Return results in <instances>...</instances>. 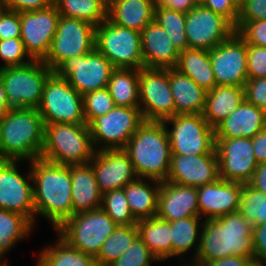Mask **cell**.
I'll return each instance as SVG.
<instances>
[{"label": "cell", "instance_id": "cell-1", "mask_svg": "<svg viewBox=\"0 0 266 266\" xmlns=\"http://www.w3.org/2000/svg\"><path fill=\"white\" fill-rule=\"evenodd\" d=\"M28 163L36 217H45L56 230L73 216L71 165H59L42 158Z\"/></svg>", "mask_w": 266, "mask_h": 266}, {"label": "cell", "instance_id": "cell-2", "mask_svg": "<svg viewBox=\"0 0 266 266\" xmlns=\"http://www.w3.org/2000/svg\"><path fill=\"white\" fill-rule=\"evenodd\" d=\"M253 225L239 212L204 220L199 250L194 263L229 256L254 257Z\"/></svg>", "mask_w": 266, "mask_h": 266}, {"label": "cell", "instance_id": "cell-3", "mask_svg": "<svg viewBox=\"0 0 266 266\" xmlns=\"http://www.w3.org/2000/svg\"><path fill=\"white\" fill-rule=\"evenodd\" d=\"M45 125L37 108H12L0 118V160L40 158Z\"/></svg>", "mask_w": 266, "mask_h": 266}, {"label": "cell", "instance_id": "cell-4", "mask_svg": "<svg viewBox=\"0 0 266 266\" xmlns=\"http://www.w3.org/2000/svg\"><path fill=\"white\" fill-rule=\"evenodd\" d=\"M123 150L138 178L166 181L171 164V146L163 122L145 121Z\"/></svg>", "mask_w": 266, "mask_h": 266}, {"label": "cell", "instance_id": "cell-5", "mask_svg": "<svg viewBox=\"0 0 266 266\" xmlns=\"http://www.w3.org/2000/svg\"><path fill=\"white\" fill-rule=\"evenodd\" d=\"M95 152L89 125H45L44 146L40 158L59 165H77L90 163Z\"/></svg>", "mask_w": 266, "mask_h": 266}, {"label": "cell", "instance_id": "cell-6", "mask_svg": "<svg viewBox=\"0 0 266 266\" xmlns=\"http://www.w3.org/2000/svg\"><path fill=\"white\" fill-rule=\"evenodd\" d=\"M117 226L102 208H98L73 215L56 229V235L75 249L96 259L104 241Z\"/></svg>", "mask_w": 266, "mask_h": 266}, {"label": "cell", "instance_id": "cell-7", "mask_svg": "<svg viewBox=\"0 0 266 266\" xmlns=\"http://www.w3.org/2000/svg\"><path fill=\"white\" fill-rule=\"evenodd\" d=\"M95 49L115 68H145L141 32L116 25L108 18L95 28Z\"/></svg>", "mask_w": 266, "mask_h": 266}, {"label": "cell", "instance_id": "cell-8", "mask_svg": "<svg viewBox=\"0 0 266 266\" xmlns=\"http://www.w3.org/2000/svg\"><path fill=\"white\" fill-rule=\"evenodd\" d=\"M53 71L42 61L0 68V77L12 108H38L45 81Z\"/></svg>", "mask_w": 266, "mask_h": 266}, {"label": "cell", "instance_id": "cell-9", "mask_svg": "<svg viewBox=\"0 0 266 266\" xmlns=\"http://www.w3.org/2000/svg\"><path fill=\"white\" fill-rule=\"evenodd\" d=\"M163 123L172 155H217L215 128L207 123L203 114H177ZM169 125H172L170 129Z\"/></svg>", "mask_w": 266, "mask_h": 266}, {"label": "cell", "instance_id": "cell-10", "mask_svg": "<svg viewBox=\"0 0 266 266\" xmlns=\"http://www.w3.org/2000/svg\"><path fill=\"white\" fill-rule=\"evenodd\" d=\"M38 111L44 125L53 123L86 124L83 96L66 79L54 72L45 81Z\"/></svg>", "mask_w": 266, "mask_h": 266}, {"label": "cell", "instance_id": "cell-11", "mask_svg": "<svg viewBox=\"0 0 266 266\" xmlns=\"http://www.w3.org/2000/svg\"><path fill=\"white\" fill-rule=\"evenodd\" d=\"M144 122L140 108L125 106H115L98 116L89 124L95 151L123 149Z\"/></svg>", "mask_w": 266, "mask_h": 266}, {"label": "cell", "instance_id": "cell-12", "mask_svg": "<svg viewBox=\"0 0 266 266\" xmlns=\"http://www.w3.org/2000/svg\"><path fill=\"white\" fill-rule=\"evenodd\" d=\"M95 28L84 20L61 16L43 62L54 71L62 62L95 49Z\"/></svg>", "mask_w": 266, "mask_h": 266}, {"label": "cell", "instance_id": "cell-13", "mask_svg": "<svg viewBox=\"0 0 266 266\" xmlns=\"http://www.w3.org/2000/svg\"><path fill=\"white\" fill-rule=\"evenodd\" d=\"M115 69L103 54L94 49L91 53L65 60L53 72L66 79L83 96L107 88Z\"/></svg>", "mask_w": 266, "mask_h": 266}, {"label": "cell", "instance_id": "cell-14", "mask_svg": "<svg viewBox=\"0 0 266 266\" xmlns=\"http://www.w3.org/2000/svg\"><path fill=\"white\" fill-rule=\"evenodd\" d=\"M139 108L145 121L163 122L175 116L169 69L139 70Z\"/></svg>", "mask_w": 266, "mask_h": 266}, {"label": "cell", "instance_id": "cell-15", "mask_svg": "<svg viewBox=\"0 0 266 266\" xmlns=\"http://www.w3.org/2000/svg\"><path fill=\"white\" fill-rule=\"evenodd\" d=\"M21 160H0V209L19 213L35 226L32 173L19 172Z\"/></svg>", "mask_w": 266, "mask_h": 266}, {"label": "cell", "instance_id": "cell-16", "mask_svg": "<svg viewBox=\"0 0 266 266\" xmlns=\"http://www.w3.org/2000/svg\"><path fill=\"white\" fill-rule=\"evenodd\" d=\"M209 55L216 85L245 86L248 79L247 44L237 32L209 50Z\"/></svg>", "mask_w": 266, "mask_h": 266}, {"label": "cell", "instance_id": "cell-17", "mask_svg": "<svg viewBox=\"0 0 266 266\" xmlns=\"http://www.w3.org/2000/svg\"><path fill=\"white\" fill-rule=\"evenodd\" d=\"M235 32L223 16L198 3L186 13L185 33L190 49L211 50Z\"/></svg>", "mask_w": 266, "mask_h": 266}, {"label": "cell", "instance_id": "cell-18", "mask_svg": "<svg viewBox=\"0 0 266 266\" xmlns=\"http://www.w3.org/2000/svg\"><path fill=\"white\" fill-rule=\"evenodd\" d=\"M219 178L248 183L258 166L252 138H215Z\"/></svg>", "mask_w": 266, "mask_h": 266}, {"label": "cell", "instance_id": "cell-19", "mask_svg": "<svg viewBox=\"0 0 266 266\" xmlns=\"http://www.w3.org/2000/svg\"><path fill=\"white\" fill-rule=\"evenodd\" d=\"M59 18L60 14L55 4L44 9L20 12V38L33 60L43 61L48 55Z\"/></svg>", "mask_w": 266, "mask_h": 266}, {"label": "cell", "instance_id": "cell-20", "mask_svg": "<svg viewBox=\"0 0 266 266\" xmlns=\"http://www.w3.org/2000/svg\"><path fill=\"white\" fill-rule=\"evenodd\" d=\"M90 163L102 194L124 188L138 178L128 154L123 149L96 151Z\"/></svg>", "mask_w": 266, "mask_h": 266}, {"label": "cell", "instance_id": "cell-21", "mask_svg": "<svg viewBox=\"0 0 266 266\" xmlns=\"http://www.w3.org/2000/svg\"><path fill=\"white\" fill-rule=\"evenodd\" d=\"M242 191L243 183L221 178L197 187L200 217L208 220L239 211Z\"/></svg>", "mask_w": 266, "mask_h": 266}, {"label": "cell", "instance_id": "cell-22", "mask_svg": "<svg viewBox=\"0 0 266 266\" xmlns=\"http://www.w3.org/2000/svg\"><path fill=\"white\" fill-rule=\"evenodd\" d=\"M219 178L217 155H172L166 181L200 187Z\"/></svg>", "mask_w": 266, "mask_h": 266}, {"label": "cell", "instance_id": "cell-23", "mask_svg": "<svg viewBox=\"0 0 266 266\" xmlns=\"http://www.w3.org/2000/svg\"><path fill=\"white\" fill-rule=\"evenodd\" d=\"M193 216H200L197 187L161 182L157 217L173 222Z\"/></svg>", "mask_w": 266, "mask_h": 266}, {"label": "cell", "instance_id": "cell-24", "mask_svg": "<svg viewBox=\"0 0 266 266\" xmlns=\"http://www.w3.org/2000/svg\"><path fill=\"white\" fill-rule=\"evenodd\" d=\"M141 45L145 68H176L179 52L169 35L155 20L141 31Z\"/></svg>", "mask_w": 266, "mask_h": 266}, {"label": "cell", "instance_id": "cell-25", "mask_svg": "<svg viewBox=\"0 0 266 266\" xmlns=\"http://www.w3.org/2000/svg\"><path fill=\"white\" fill-rule=\"evenodd\" d=\"M266 128V112L244 100L215 127V138H253Z\"/></svg>", "mask_w": 266, "mask_h": 266}, {"label": "cell", "instance_id": "cell-26", "mask_svg": "<svg viewBox=\"0 0 266 266\" xmlns=\"http://www.w3.org/2000/svg\"><path fill=\"white\" fill-rule=\"evenodd\" d=\"M73 215L101 208L99 190L91 163L71 165Z\"/></svg>", "mask_w": 266, "mask_h": 266}, {"label": "cell", "instance_id": "cell-27", "mask_svg": "<svg viewBox=\"0 0 266 266\" xmlns=\"http://www.w3.org/2000/svg\"><path fill=\"white\" fill-rule=\"evenodd\" d=\"M156 0H108L107 18L114 24L141 32L154 21Z\"/></svg>", "mask_w": 266, "mask_h": 266}, {"label": "cell", "instance_id": "cell-28", "mask_svg": "<svg viewBox=\"0 0 266 266\" xmlns=\"http://www.w3.org/2000/svg\"><path fill=\"white\" fill-rule=\"evenodd\" d=\"M170 89L177 114H203L207 92L187 75L169 69Z\"/></svg>", "mask_w": 266, "mask_h": 266}, {"label": "cell", "instance_id": "cell-29", "mask_svg": "<svg viewBox=\"0 0 266 266\" xmlns=\"http://www.w3.org/2000/svg\"><path fill=\"white\" fill-rule=\"evenodd\" d=\"M160 187L161 181L137 178L123 188L131 213L136 220L157 216Z\"/></svg>", "mask_w": 266, "mask_h": 266}, {"label": "cell", "instance_id": "cell-30", "mask_svg": "<svg viewBox=\"0 0 266 266\" xmlns=\"http://www.w3.org/2000/svg\"><path fill=\"white\" fill-rule=\"evenodd\" d=\"M245 100L244 87L216 85L206 94L203 117L215 128Z\"/></svg>", "mask_w": 266, "mask_h": 266}, {"label": "cell", "instance_id": "cell-31", "mask_svg": "<svg viewBox=\"0 0 266 266\" xmlns=\"http://www.w3.org/2000/svg\"><path fill=\"white\" fill-rule=\"evenodd\" d=\"M175 69L190 77L206 92L216 86L208 50L188 48L179 52Z\"/></svg>", "mask_w": 266, "mask_h": 266}, {"label": "cell", "instance_id": "cell-32", "mask_svg": "<svg viewBox=\"0 0 266 266\" xmlns=\"http://www.w3.org/2000/svg\"><path fill=\"white\" fill-rule=\"evenodd\" d=\"M138 237L161 262L171 258V222L151 217L137 220Z\"/></svg>", "mask_w": 266, "mask_h": 266}, {"label": "cell", "instance_id": "cell-33", "mask_svg": "<svg viewBox=\"0 0 266 266\" xmlns=\"http://www.w3.org/2000/svg\"><path fill=\"white\" fill-rule=\"evenodd\" d=\"M204 222L200 216L188 217L171 222V258L188 255V252L192 248L194 258L191 260L194 262L199 250L200 238Z\"/></svg>", "mask_w": 266, "mask_h": 266}, {"label": "cell", "instance_id": "cell-34", "mask_svg": "<svg viewBox=\"0 0 266 266\" xmlns=\"http://www.w3.org/2000/svg\"><path fill=\"white\" fill-rule=\"evenodd\" d=\"M107 88L115 106L139 108V70L116 68Z\"/></svg>", "mask_w": 266, "mask_h": 266}, {"label": "cell", "instance_id": "cell-35", "mask_svg": "<svg viewBox=\"0 0 266 266\" xmlns=\"http://www.w3.org/2000/svg\"><path fill=\"white\" fill-rule=\"evenodd\" d=\"M57 237L53 246L44 247L39 252L37 262L40 266H99L94 258Z\"/></svg>", "mask_w": 266, "mask_h": 266}, {"label": "cell", "instance_id": "cell-36", "mask_svg": "<svg viewBox=\"0 0 266 266\" xmlns=\"http://www.w3.org/2000/svg\"><path fill=\"white\" fill-rule=\"evenodd\" d=\"M34 225L23 215L0 209V260L12 247L32 234Z\"/></svg>", "mask_w": 266, "mask_h": 266}, {"label": "cell", "instance_id": "cell-37", "mask_svg": "<svg viewBox=\"0 0 266 266\" xmlns=\"http://www.w3.org/2000/svg\"><path fill=\"white\" fill-rule=\"evenodd\" d=\"M61 16L98 26L107 19L108 0H54Z\"/></svg>", "mask_w": 266, "mask_h": 266}, {"label": "cell", "instance_id": "cell-38", "mask_svg": "<svg viewBox=\"0 0 266 266\" xmlns=\"http://www.w3.org/2000/svg\"><path fill=\"white\" fill-rule=\"evenodd\" d=\"M138 237L137 226L118 225L114 232L104 241L98 257L95 259L99 266H110Z\"/></svg>", "mask_w": 266, "mask_h": 266}, {"label": "cell", "instance_id": "cell-39", "mask_svg": "<svg viewBox=\"0 0 266 266\" xmlns=\"http://www.w3.org/2000/svg\"><path fill=\"white\" fill-rule=\"evenodd\" d=\"M154 20L166 31L178 52L188 49L185 33L186 13L155 7Z\"/></svg>", "mask_w": 266, "mask_h": 266}, {"label": "cell", "instance_id": "cell-40", "mask_svg": "<svg viewBox=\"0 0 266 266\" xmlns=\"http://www.w3.org/2000/svg\"><path fill=\"white\" fill-rule=\"evenodd\" d=\"M101 208L117 225L137 224V220L131 213L123 188L102 194Z\"/></svg>", "mask_w": 266, "mask_h": 266}, {"label": "cell", "instance_id": "cell-41", "mask_svg": "<svg viewBox=\"0 0 266 266\" xmlns=\"http://www.w3.org/2000/svg\"><path fill=\"white\" fill-rule=\"evenodd\" d=\"M239 212L253 226L266 223V196L248 183L243 184Z\"/></svg>", "mask_w": 266, "mask_h": 266}, {"label": "cell", "instance_id": "cell-42", "mask_svg": "<svg viewBox=\"0 0 266 266\" xmlns=\"http://www.w3.org/2000/svg\"><path fill=\"white\" fill-rule=\"evenodd\" d=\"M114 107L115 103L108 88L83 95L84 118L87 125L98 116L107 114Z\"/></svg>", "mask_w": 266, "mask_h": 266}, {"label": "cell", "instance_id": "cell-43", "mask_svg": "<svg viewBox=\"0 0 266 266\" xmlns=\"http://www.w3.org/2000/svg\"><path fill=\"white\" fill-rule=\"evenodd\" d=\"M153 261L160 262L137 237L127 251L110 266H152Z\"/></svg>", "mask_w": 266, "mask_h": 266}, {"label": "cell", "instance_id": "cell-44", "mask_svg": "<svg viewBox=\"0 0 266 266\" xmlns=\"http://www.w3.org/2000/svg\"><path fill=\"white\" fill-rule=\"evenodd\" d=\"M0 58L4 62L0 68L20 66L33 60L21 38L0 40Z\"/></svg>", "mask_w": 266, "mask_h": 266}, {"label": "cell", "instance_id": "cell-45", "mask_svg": "<svg viewBox=\"0 0 266 266\" xmlns=\"http://www.w3.org/2000/svg\"><path fill=\"white\" fill-rule=\"evenodd\" d=\"M257 20H266V0H246L239 9L235 32H238L247 22Z\"/></svg>", "mask_w": 266, "mask_h": 266}, {"label": "cell", "instance_id": "cell-46", "mask_svg": "<svg viewBox=\"0 0 266 266\" xmlns=\"http://www.w3.org/2000/svg\"><path fill=\"white\" fill-rule=\"evenodd\" d=\"M248 78L266 77V47L247 44Z\"/></svg>", "mask_w": 266, "mask_h": 266}, {"label": "cell", "instance_id": "cell-47", "mask_svg": "<svg viewBox=\"0 0 266 266\" xmlns=\"http://www.w3.org/2000/svg\"><path fill=\"white\" fill-rule=\"evenodd\" d=\"M245 100L266 112V77L248 78L245 86Z\"/></svg>", "mask_w": 266, "mask_h": 266}, {"label": "cell", "instance_id": "cell-48", "mask_svg": "<svg viewBox=\"0 0 266 266\" xmlns=\"http://www.w3.org/2000/svg\"><path fill=\"white\" fill-rule=\"evenodd\" d=\"M20 12L4 8L0 12V40L20 38Z\"/></svg>", "mask_w": 266, "mask_h": 266}, {"label": "cell", "instance_id": "cell-49", "mask_svg": "<svg viewBox=\"0 0 266 266\" xmlns=\"http://www.w3.org/2000/svg\"><path fill=\"white\" fill-rule=\"evenodd\" d=\"M237 33L246 44L266 47V20L247 22Z\"/></svg>", "mask_w": 266, "mask_h": 266}, {"label": "cell", "instance_id": "cell-50", "mask_svg": "<svg viewBox=\"0 0 266 266\" xmlns=\"http://www.w3.org/2000/svg\"><path fill=\"white\" fill-rule=\"evenodd\" d=\"M200 4L226 18L234 27L236 26L239 9L232 0H202Z\"/></svg>", "mask_w": 266, "mask_h": 266}, {"label": "cell", "instance_id": "cell-51", "mask_svg": "<svg viewBox=\"0 0 266 266\" xmlns=\"http://www.w3.org/2000/svg\"><path fill=\"white\" fill-rule=\"evenodd\" d=\"M2 4L6 9L22 12L50 7L54 0H2Z\"/></svg>", "mask_w": 266, "mask_h": 266}, {"label": "cell", "instance_id": "cell-52", "mask_svg": "<svg viewBox=\"0 0 266 266\" xmlns=\"http://www.w3.org/2000/svg\"><path fill=\"white\" fill-rule=\"evenodd\" d=\"M254 257L266 263V223L253 226Z\"/></svg>", "mask_w": 266, "mask_h": 266}, {"label": "cell", "instance_id": "cell-53", "mask_svg": "<svg viewBox=\"0 0 266 266\" xmlns=\"http://www.w3.org/2000/svg\"><path fill=\"white\" fill-rule=\"evenodd\" d=\"M197 4L196 0H156V7H165L183 13H187Z\"/></svg>", "mask_w": 266, "mask_h": 266}, {"label": "cell", "instance_id": "cell-54", "mask_svg": "<svg viewBox=\"0 0 266 266\" xmlns=\"http://www.w3.org/2000/svg\"><path fill=\"white\" fill-rule=\"evenodd\" d=\"M253 151L258 164L266 162V128L259 131L253 138Z\"/></svg>", "mask_w": 266, "mask_h": 266}, {"label": "cell", "instance_id": "cell-55", "mask_svg": "<svg viewBox=\"0 0 266 266\" xmlns=\"http://www.w3.org/2000/svg\"><path fill=\"white\" fill-rule=\"evenodd\" d=\"M248 184L266 196V162L258 164Z\"/></svg>", "mask_w": 266, "mask_h": 266}, {"label": "cell", "instance_id": "cell-56", "mask_svg": "<svg viewBox=\"0 0 266 266\" xmlns=\"http://www.w3.org/2000/svg\"><path fill=\"white\" fill-rule=\"evenodd\" d=\"M251 258L244 256H229L220 260L204 263L202 266H246Z\"/></svg>", "mask_w": 266, "mask_h": 266}, {"label": "cell", "instance_id": "cell-57", "mask_svg": "<svg viewBox=\"0 0 266 266\" xmlns=\"http://www.w3.org/2000/svg\"><path fill=\"white\" fill-rule=\"evenodd\" d=\"M12 107L8 101L7 93L4 89L1 77H0V118H2L6 113H8Z\"/></svg>", "mask_w": 266, "mask_h": 266}, {"label": "cell", "instance_id": "cell-58", "mask_svg": "<svg viewBox=\"0 0 266 266\" xmlns=\"http://www.w3.org/2000/svg\"><path fill=\"white\" fill-rule=\"evenodd\" d=\"M246 266H266V263L261 261V260L252 258L249 260V262Z\"/></svg>", "mask_w": 266, "mask_h": 266}, {"label": "cell", "instance_id": "cell-59", "mask_svg": "<svg viewBox=\"0 0 266 266\" xmlns=\"http://www.w3.org/2000/svg\"><path fill=\"white\" fill-rule=\"evenodd\" d=\"M246 0H232V2L234 3V5L240 9V7L245 3Z\"/></svg>", "mask_w": 266, "mask_h": 266}, {"label": "cell", "instance_id": "cell-60", "mask_svg": "<svg viewBox=\"0 0 266 266\" xmlns=\"http://www.w3.org/2000/svg\"><path fill=\"white\" fill-rule=\"evenodd\" d=\"M188 264H189V265H187V264L185 263L184 266H202V265L197 264V263H194V262H192V263H188Z\"/></svg>", "mask_w": 266, "mask_h": 266}, {"label": "cell", "instance_id": "cell-61", "mask_svg": "<svg viewBox=\"0 0 266 266\" xmlns=\"http://www.w3.org/2000/svg\"><path fill=\"white\" fill-rule=\"evenodd\" d=\"M6 265H7L6 260H5V261H1V260H0V266H6Z\"/></svg>", "mask_w": 266, "mask_h": 266}, {"label": "cell", "instance_id": "cell-62", "mask_svg": "<svg viewBox=\"0 0 266 266\" xmlns=\"http://www.w3.org/2000/svg\"><path fill=\"white\" fill-rule=\"evenodd\" d=\"M4 9L3 4H2V0H0V12Z\"/></svg>", "mask_w": 266, "mask_h": 266}]
</instances>
